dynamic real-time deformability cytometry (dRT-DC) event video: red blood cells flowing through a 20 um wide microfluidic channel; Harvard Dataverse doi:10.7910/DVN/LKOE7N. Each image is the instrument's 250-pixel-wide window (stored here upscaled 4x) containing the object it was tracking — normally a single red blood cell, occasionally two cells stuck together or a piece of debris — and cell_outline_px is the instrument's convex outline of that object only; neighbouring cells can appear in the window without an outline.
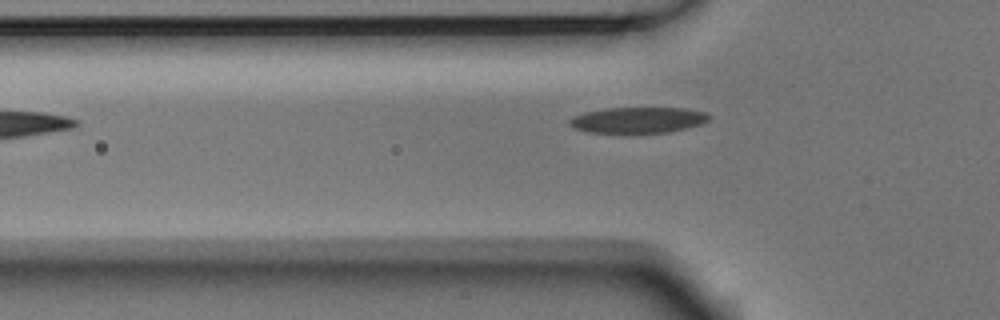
{"species": "Egyptian fruit bat (a non-hibernating species)", "species_latin": "Rousettus aegyptiacus", "temperature_condition": "room temperature", "stored_images_in_passage": 3, "camera_frame_rate_fps": 3000, "um_per_image_px": 0.085, "animal": {"sex": "male"}, "frame": {"image": 1, "passage_image": 3, "time_ms": 0.667, "image_size_px": [1000, 320], "cell_outline_px": [[712, 116], [708, 120], [700, 124], [668, 132], [588, 132], [572, 128], [568, 124], [568, 120], [572, 116], [584, 112], [604, 108], [684, 108], [704, 112]], "centroid_in_image_um": [54.17, 10.19], "position_along_channel_um": 71.6, "area_um2": 20.92}}